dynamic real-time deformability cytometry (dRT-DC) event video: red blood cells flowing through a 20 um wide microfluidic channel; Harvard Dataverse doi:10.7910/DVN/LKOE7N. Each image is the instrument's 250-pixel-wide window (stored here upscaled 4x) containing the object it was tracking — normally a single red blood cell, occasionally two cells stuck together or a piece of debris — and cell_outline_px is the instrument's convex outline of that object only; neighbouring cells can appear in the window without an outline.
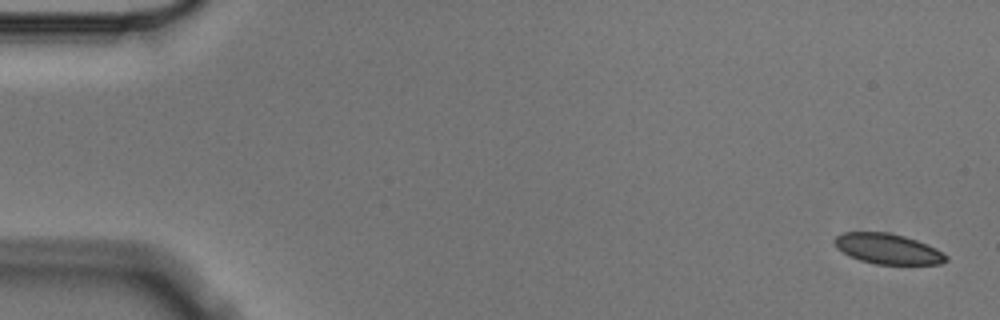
{"species": "Egyptian fruit bat (a non-hibernating species)", "species_latin": "Rousettus aegyptiacus", "temperature_condition": "cold", "stored_images_in_passage": 4, "camera_frame_rate_fps": 3000, "um_per_image_px": 0.085, "animal": {"sex": "male"}, "frame": {"image": 1, "passage_image": 1, "time_ms": 0.0, "image_size_px": [1000, 320], "cell_outline_px": [[948, 260], [940, 264], [876, 264], [860, 260], [848, 256], [836, 248], [832, 240], [840, 232], [888, 232], [904, 236], [916, 240], [936, 248], [944, 252], [948, 256]], "centroid_in_image_um": [75.43, 21.14], "position_along_channel_um": 9.6, "area_um2": 19.94}}
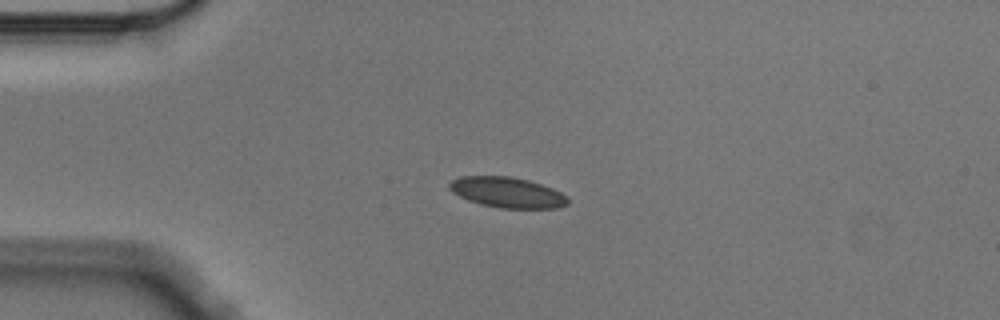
{"frame": {"image": 2, "passage_image": 3, "time_ms": 0.667, "image_size_px": [1000, 320], "cell_outline_px": [[568, 204], [556, 208], [500, 208], [480, 204], [468, 200], [452, 192], [448, 188], [448, 184], [452, 180], [460, 176], [508, 176], [528, 180], [552, 188], [560, 192], [568, 200]], "centroid_in_image_um": [43.07, 16.35], "position_along_channel_um": 41.9, "area_um2": 20.92}}